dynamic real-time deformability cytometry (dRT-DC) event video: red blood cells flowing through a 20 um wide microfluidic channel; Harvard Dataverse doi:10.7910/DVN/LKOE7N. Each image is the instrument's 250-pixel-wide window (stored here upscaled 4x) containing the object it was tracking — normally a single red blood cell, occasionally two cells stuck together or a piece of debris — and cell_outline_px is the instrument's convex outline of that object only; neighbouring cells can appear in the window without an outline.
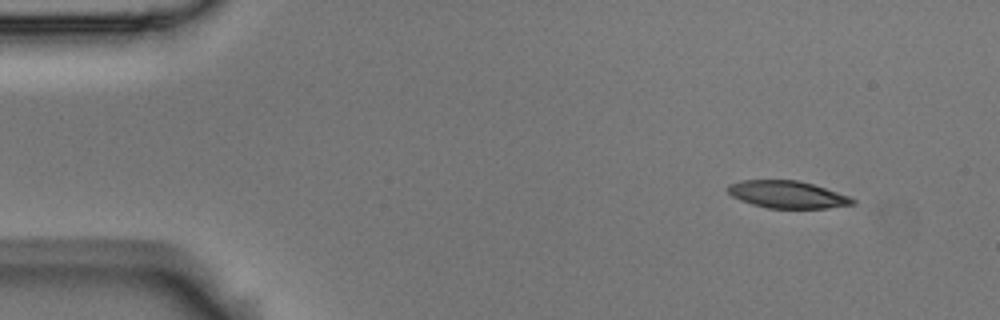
{"species": "Egyptian fruit bat (a non-hibernating species)", "species_latin": "Rousettus aegyptiacus", "temperature_condition": "room temperature", "stored_images_in_passage": 8, "camera_frame_rate_fps": 3000, "um_per_image_px": 0.085, "animal": {"sex": "male"}, "frame": {"image": 1, "passage_image": 1, "time_ms": 0.0, "image_size_px": [1000, 320], "cell_outline_px": [[856, 204], [828, 208], [768, 208], [752, 204], [740, 200], [732, 196], [728, 192], [728, 184], [740, 180], [796, 180], [812, 184], [848, 196], [856, 200]], "centroid_in_image_um": [66.91, 16.54], "position_along_channel_um": 18.1, "area_um2": 19.71}}